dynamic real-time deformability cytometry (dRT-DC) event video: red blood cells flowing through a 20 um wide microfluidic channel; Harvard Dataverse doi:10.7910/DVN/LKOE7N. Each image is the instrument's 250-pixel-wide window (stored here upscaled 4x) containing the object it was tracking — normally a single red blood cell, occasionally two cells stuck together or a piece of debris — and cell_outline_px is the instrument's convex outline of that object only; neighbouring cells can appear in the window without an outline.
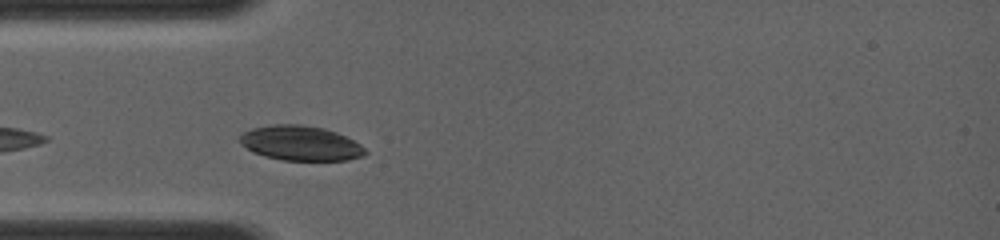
{"species": "common noctule bat (a hibernating species)", "species_latin": "Nyctalus noctula", "temperature_condition": "room temperature", "stored_images_in_passage": 3, "segment_of_instrument_passage": [1, 2], "camera_frame_rate_fps": 4000, "um_per_image_px": 0.085, "animal": {"sex": "female", "body_mass_g": 19.0, "forearm_length_mm": 56.7}, "frame": {"image": 1, "passage_image": 2, "time_ms": 0.5, "image_size_px": [1000, 240], "cell_outline_px": [[368, 152], [360, 156], [344, 160], [284, 160], [268, 156], [256, 152], [248, 148], [240, 140], [240, 136], [244, 132], [252, 128], [276, 124], [300, 124], [324, 128], [336, 132], [360, 144]], "centroid_in_image_um": [25.58, 12.16], "position_along_channel_um": 59.4, "area_um2": 24.8}}